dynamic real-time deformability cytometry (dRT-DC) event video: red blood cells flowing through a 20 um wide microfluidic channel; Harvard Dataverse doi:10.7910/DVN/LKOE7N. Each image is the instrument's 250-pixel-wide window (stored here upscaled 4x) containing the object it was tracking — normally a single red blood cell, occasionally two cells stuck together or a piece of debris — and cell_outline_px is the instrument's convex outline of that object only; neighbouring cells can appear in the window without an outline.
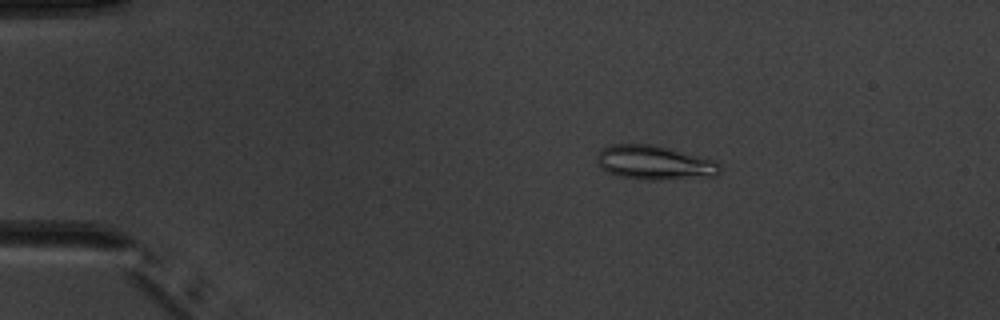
{"species": "common noctule bat (a hibernating species)", "species_latin": "Nyctalus noctula", "temperature_condition": "warm", "stored_images_in_passage": 6, "camera_frame_rate_fps": 3000, "um_per_image_px": 0.085, "animal": {"sex": "male", "body_mass_g": 20.1, "forearm_length_mm": 53.5}, "frame": {"image": 1, "passage_image": 3, "time_ms": 2.0, "image_size_px": [1000, 320], "cell_outline_px": [[720, 172], [716, 176], [656, 180], [652, 180], [620, 176], [608, 172], [596, 164], [596, 156], [604, 148], [612, 144], [652, 144], [712, 160], [720, 164]], "centroid_in_image_um": [55.6, 13.83], "position_along_channel_um": 29.4, "area_um2": 24.1}}
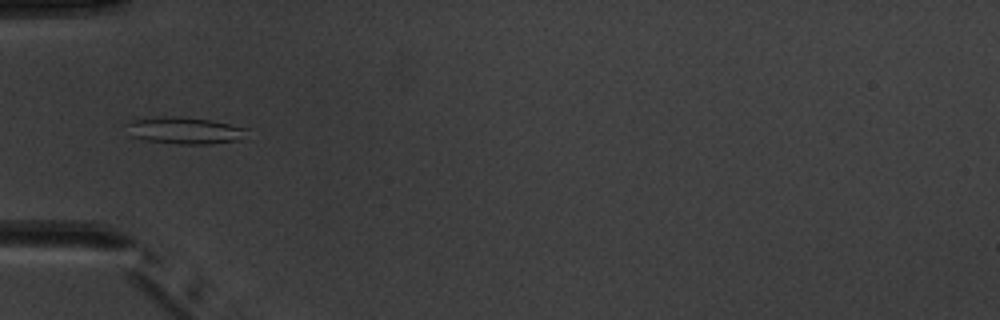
{"frame": {"image": 2, "passage_image": 5, "time_ms": 4.667, "image_size_px": [1000, 320], "cell_outline_px": [[252, 140], [208, 144], [176, 144], [144, 140], [132, 136], [124, 124], [132, 120], [164, 116], [184, 116], [212, 120], [248, 128]], "centroid_in_image_um": [15.85, 11.1], "position_along_channel_um": 69.2, "area_um2": 19.65}}
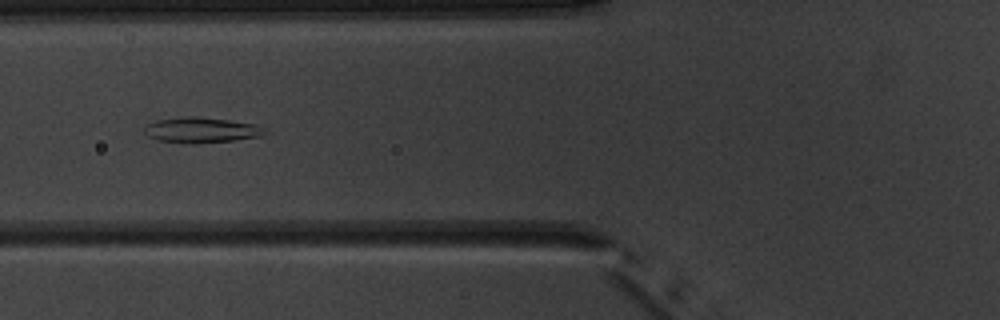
{"frame": {"image": 3, "passage_image": 6, "time_ms": 5.667, "image_size_px": [1000, 320], "cell_outline_px": [[272, 132], [260, 136], [232, 140], [192, 144], [160, 140], [148, 136], [144, 132], [144, 128], [148, 124], [156, 120], [188, 116], [196, 116], [228, 120], [252, 124], [264, 128]], "centroid_in_image_um": [17.12, 11.05], "position_along_channel_um": 108.7, "area_um2": 17.69}}